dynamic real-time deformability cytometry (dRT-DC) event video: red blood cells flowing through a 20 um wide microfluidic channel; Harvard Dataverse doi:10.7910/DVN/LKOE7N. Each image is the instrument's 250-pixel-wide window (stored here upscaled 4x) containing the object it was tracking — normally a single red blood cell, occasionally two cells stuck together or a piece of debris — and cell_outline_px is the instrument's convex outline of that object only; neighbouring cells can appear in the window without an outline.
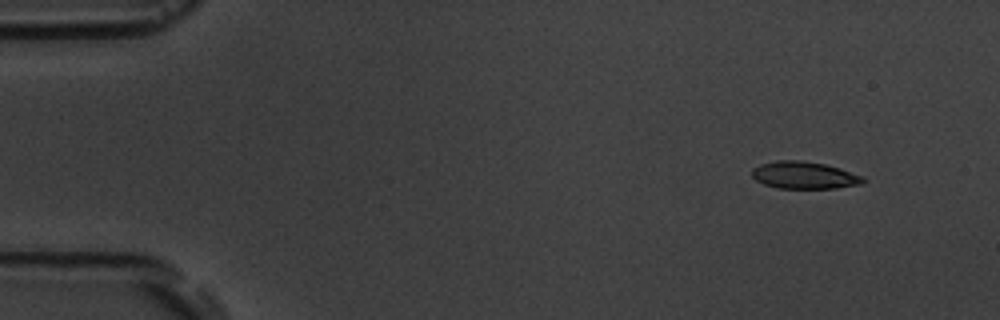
{"species": "common noctule bat (a hibernating species)", "species_latin": "Nyctalus noctula", "temperature_condition": "room temperature", "stored_images_in_passage": 4, "camera_frame_rate_fps": 3000, "um_per_image_px": 0.085, "animal": {"sex": "male", "body_mass_g": 19.5, "forearm_length_mm": 54.6}, "frame": {"image": 1, "passage_image": 1, "time_ms": 0.0, "image_size_px": [1000, 320], "cell_outline_px": [[868, 180], [860, 184], [836, 188], [776, 188], [764, 184], [756, 180], [752, 176], [752, 168], [760, 164], [776, 160], [800, 160], [824, 164], [840, 168], [864, 176]], "centroid_in_image_um": [68.37, 14.89], "position_along_channel_um": 16.6, "area_um2": 17.74}}
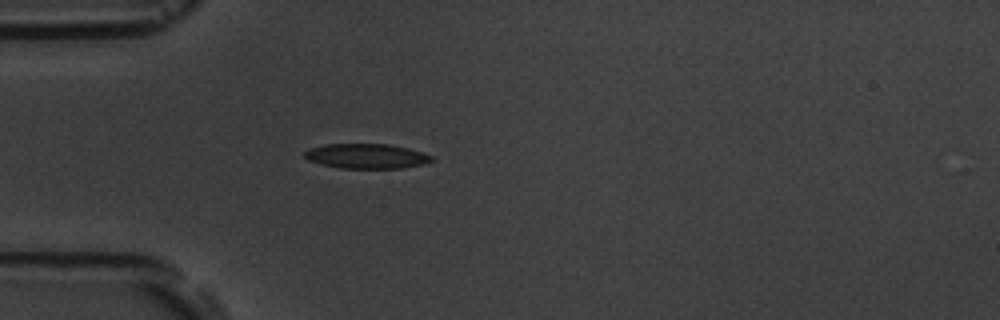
{"frame": {"image": 2, "passage_image": 4, "time_ms": 3.667, "image_size_px": [1000, 320], "cell_outline_px": [[432, 160], [424, 164], [400, 168], [340, 168], [308, 160], [304, 156], [304, 152], [308, 148], [324, 144], [388, 144], [408, 148], [432, 156]], "centroid_in_image_um": [31.12, 13.26], "position_along_channel_um": 53.9, "area_um2": 18.21}}